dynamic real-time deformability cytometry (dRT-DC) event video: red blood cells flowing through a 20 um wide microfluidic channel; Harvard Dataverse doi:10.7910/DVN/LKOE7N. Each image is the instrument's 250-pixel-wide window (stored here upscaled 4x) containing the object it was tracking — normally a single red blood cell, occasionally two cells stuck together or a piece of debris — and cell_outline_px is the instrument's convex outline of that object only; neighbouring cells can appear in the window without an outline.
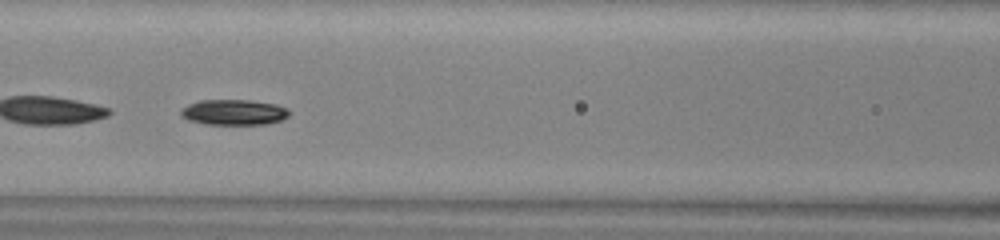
{"species": "common noctule bat (a hibernating species)", "species_latin": "Nyctalus noctula", "temperature_condition": "warm", "stored_images_in_passage": 40, "camera_frame_rate_fps": 3000, "um_per_image_px": 0.085, "animal": {"sex": "male", "body_mass_g": 13.0, "forearm_length_mm": 53.1}, "frame": {"image": 1, "passage_image": 12, "time_ms": 3.667, "image_size_px": [1000, 240], "cell_outline_px": [[288, 116], [280, 120], [264, 124], [208, 124], [188, 120], [180, 116], [180, 108], [188, 104], [200, 100], [248, 100], [276, 104], [288, 108]], "centroid_in_image_um": [19.83, 9.53], "position_along_channel_um": 146.8, "area_um2": 16.07}, "authors_computed_cell_mechanics": {"area_um2": 16.0684, "velocity_mm_per_s": 4.002, "shape_relaxation_time_tau1_ms": 0.8723, "shape_relaxation_time_tau2_ms": null, "deformation_change_tau1": 0.0914, "deformation_change_tau2": null}}